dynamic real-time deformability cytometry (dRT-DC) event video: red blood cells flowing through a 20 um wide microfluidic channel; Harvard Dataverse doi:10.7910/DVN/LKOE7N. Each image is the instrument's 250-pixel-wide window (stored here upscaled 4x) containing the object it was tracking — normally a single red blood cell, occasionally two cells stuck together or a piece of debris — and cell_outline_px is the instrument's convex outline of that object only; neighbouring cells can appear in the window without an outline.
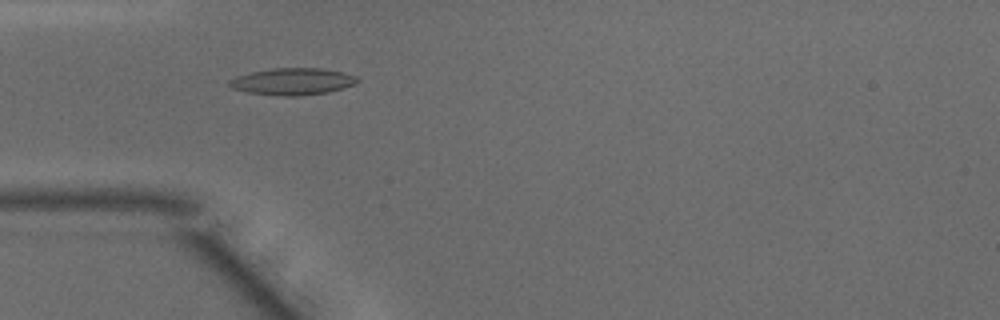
{"species": "common noctule bat (a hibernating species)", "species_latin": "Nyctalus noctula", "temperature_condition": "warm", "stored_images_in_passage": 48, "camera_frame_rate_fps": 3000, "um_per_image_px": 0.085, "animal": {"sex": "male", "body_mass_g": 15.6}, "frame": {"image": 1, "passage_image": 14, "time_ms": 4.333, "image_size_px": [1000, 320], "cell_outline_px": [[360, 80], [356, 84], [344, 88], [328, 92], [296, 96], [284, 96], [248, 92], [232, 88], [228, 84], [228, 80], [236, 76], [252, 72], [272, 68], [320, 68], [344, 72], [356, 76]], "centroid_in_image_um": [24.9, 6.92], "position_along_channel_um": 60.1, "area_um2": 20.06}}
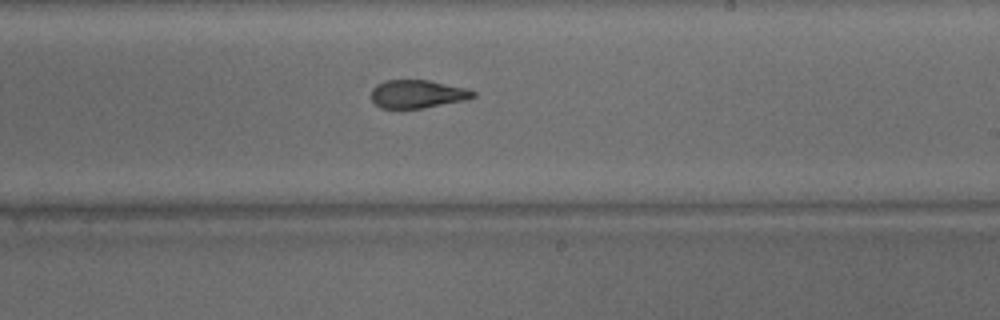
{"frame": {"image": 2, "passage_image": 28, "time_ms": 9.0, "image_size_px": [1000, 320], "cell_outline_px": [[476, 96], [464, 100], [424, 108], [380, 108], [372, 100], [372, 88], [376, 84], [384, 80], [428, 80], [468, 88], [476, 92]], "centroid_in_image_um": [35.49, 7.98], "position_along_channel_um": 253.5, "area_um2": 16.76}}
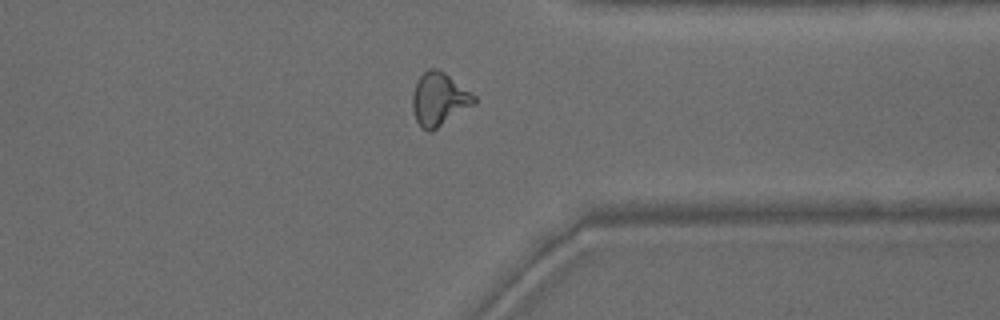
{"frame": {"image": 3, "passage_image": 37, "time_ms": 12.0, "image_size_px": [1000, 320], "cell_outline_px": [[476, 104], [432, 132], [428, 132], [420, 128], [416, 120], [412, 108], [412, 96], [416, 84], [420, 76], [428, 68], [436, 68], [444, 72], [476, 96]], "centroid_in_image_um": [37.33, 8.47], "position_along_channel_um": 374.1, "area_um2": 19.25}, "authors_computed_cell_mechanics": {"area_um2": 18.207, "velocity_mm_per_s": 4.1691, "shape_relaxation_time_tau1_ms": 8.587, "shape_relaxation_time_tau2_ms": 2.3762, "deformation_change_tau1": 0.2616, "deformation_change_tau2": 0.1142}}